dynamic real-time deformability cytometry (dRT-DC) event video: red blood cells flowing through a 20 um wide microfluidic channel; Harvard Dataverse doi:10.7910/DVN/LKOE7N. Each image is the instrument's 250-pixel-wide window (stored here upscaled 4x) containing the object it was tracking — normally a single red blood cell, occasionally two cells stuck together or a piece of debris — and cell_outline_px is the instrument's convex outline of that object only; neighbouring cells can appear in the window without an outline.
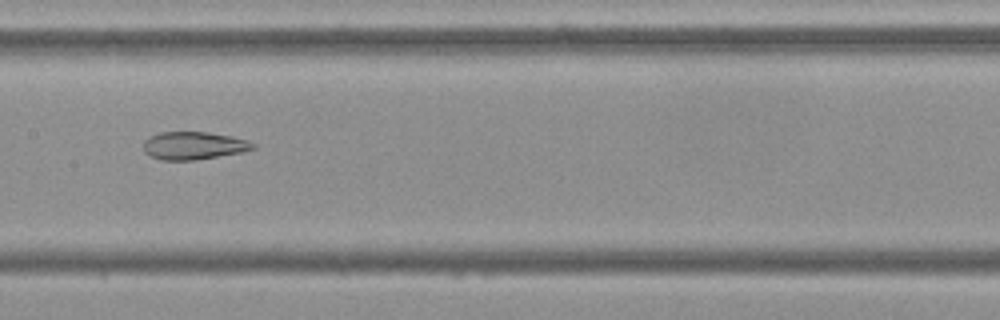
{"species": "Egyptian fruit bat (a non-hibernating species)", "species_latin": "Rousettus aegyptiacus", "temperature_condition": "cold", "stored_images_in_passage": 54, "camera_frame_rate_fps": 3000, "um_per_image_px": 0.085, "frame": {"image": 1, "passage_image": 27, "time_ms": 8.667, "image_size_px": [1000, 320], "cell_outline_px": [[256, 148], [240, 152], [196, 160], [160, 160], [148, 156], [144, 152], [144, 140], [148, 136], [160, 132], [208, 132], [232, 136], [248, 140], [256, 144]], "centroid_in_image_um": [16.43, 12.37], "position_along_channel_um": 191.0, "area_um2": 17.92}}
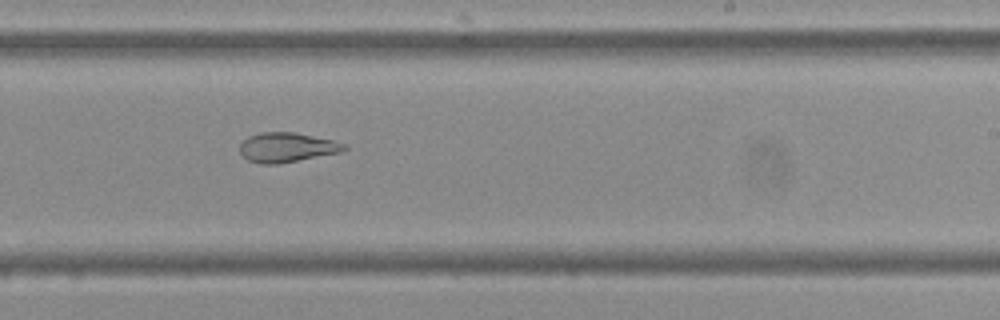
{"frame": {"image": 2, "passage_image": 33, "time_ms": 10.667, "image_size_px": [1000, 320], "cell_outline_px": [[348, 148], [340, 152], [276, 164], [260, 164], [248, 160], [240, 156], [240, 144], [248, 136], [260, 132], [292, 132], [332, 140], [344, 144]], "centroid_in_image_um": [24.31, 12.53], "position_along_channel_um": 264.7, "area_um2": 17.8}}
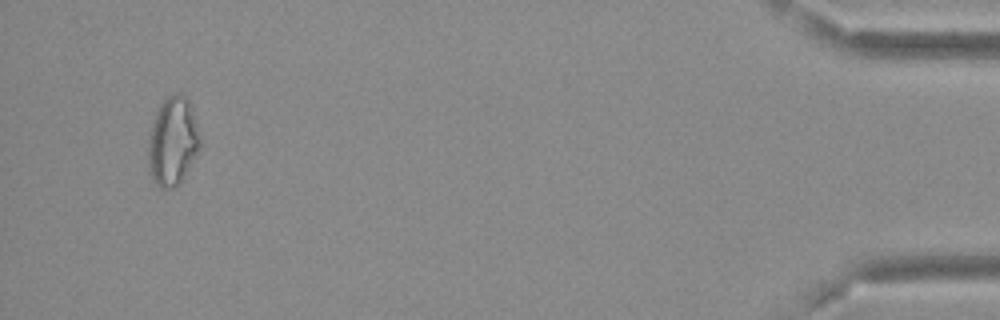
{"frame": {"image": 3, "passage_image": 52, "time_ms": 17.0, "image_size_px": [1000, 320], "cell_outline_px": [[200, 144], [184, 176], [172, 188], [160, 188], [152, 180], [148, 172], [148, 132], [152, 120], [160, 104], [168, 96], [176, 92], [184, 96], [188, 100], [196, 124], [200, 140]], "centroid_in_image_um": [14.61, 12.01], "position_along_channel_um": 420.6, "area_um2": 26.41}, "authors_computed_cell_mechanics": {"area_um2": 22.5998, "velocity_mm_per_s": 3.6944, "shape_relaxation_time_tau1_ms": null, "shape_relaxation_time_tau2_ms": 2.6119, "deformation_change_tau1": null, "deformation_change_tau2": 0.0992}}